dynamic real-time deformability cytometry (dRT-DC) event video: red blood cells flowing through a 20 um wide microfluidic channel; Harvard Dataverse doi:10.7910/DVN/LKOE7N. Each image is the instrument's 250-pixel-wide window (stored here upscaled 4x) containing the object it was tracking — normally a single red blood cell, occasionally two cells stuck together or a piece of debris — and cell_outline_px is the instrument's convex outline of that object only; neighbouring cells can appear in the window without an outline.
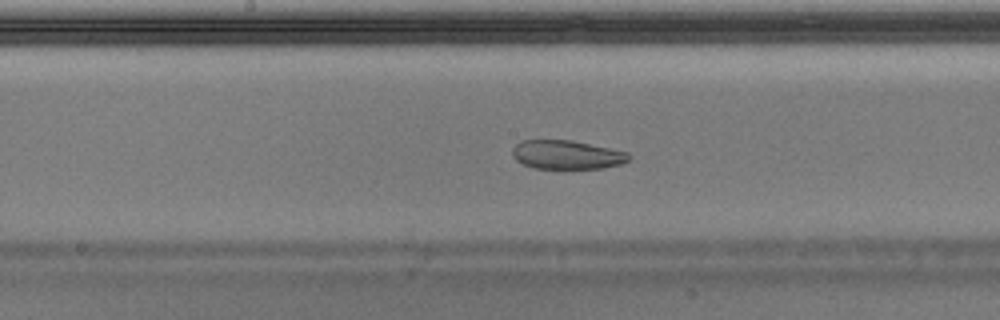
{"species": "Egyptian fruit bat (a non-hibernating species)", "species_latin": "Rousettus aegyptiacus", "temperature_condition": "warm", "stored_images_in_passage": 50, "segment_of_instrument_passage": [1, 2], "camera_frame_rate_fps": 3000, "um_per_image_px": 0.085, "animal": {"sex": "male"}, "frame": {"image": 1, "passage_image": 26, "time_ms": 8.333, "image_size_px": [1000, 320], "cell_outline_px": [[632, 156], [628, 160], [620, 164], [604, 168], [532, 168], [516, 160], [512, 156], [512, 148], [520, 140], [572, 140], [628, 152]], "centroid_in_image_um": [48.16, 13.14], "position_along_channel_um": 200.0, "area_um2": 19.59}}
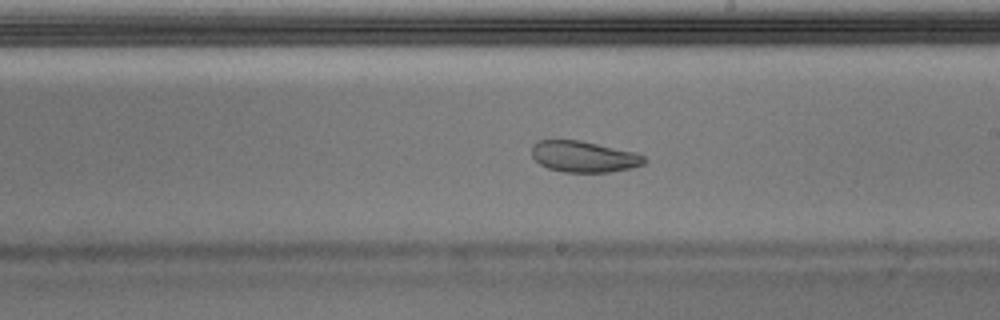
{"frame": {"image": 2, "passage_image": 29, "time_ms": 9.333, "image_size_px": [1000, 320], "cell_outline_px": [[648, 160], [644, 164], [632, 168], [608, 172], [564, 172], [548, 168], [540, 164], [532, 156], [532, 144], [536, 140], [580, 140], [636, 152], [644, 156]], "centroid_in_image_um": [49.64, 13.31], "position_along_channel_um": 239.4, "area_um2": 20.58}}